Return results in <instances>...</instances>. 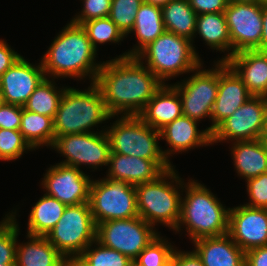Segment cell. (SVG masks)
Returning a JSON list of instances; mask_svg holds the SVG:
<instances>
[{
  "instance_id": "obj_39",
  "label": "cell",
  "mask_w": 267,
  "mask_h": 266,
  "mask_svg": "<svg viewBox=\"0 0 267 266\" xmlns=\"http://www.w3.org/2000/svg\"><path fill=\"white\" fill-rule=\"evenodd\" d=\"M246 182L250 202L245 205L267 209V172Z\"/></svg>"
},
{
  "instance_id": "obj_9",
  "label": "cell",
  "mask_w": 267,
  "mask_h": 266,
  "mask_svg": "<svg viewBox=\"0 0 267 266\" xmlns=\"http://www.w3.org/2000/svg\"><path fill=\"white\" fill-rule=\"evenodd\" d=\"M89 205L96 225L139 216L135 186L126 182L107 178L92 180Z\"/></svg>"
},
{
  "instance_id": "obj_49",
  "label": "cell",
  "mask_w": 267,
  "mask_h": 266,
  "mask_svg": "<svg viewBox=\"0 0 267 266\" xmlns=\"http://www.w3.org/2000/svg\"><path fill=\"white\" fill-rule=\"evenodd\" d=\"M260 140L262 141L265 150L267 151V132H263V134L261 135Z\"/></svg>"
},
{
  "instance_id": "obj_21",
  "label": "cell",
  "mask_w": 267,
  "mask_h": 266,
  "mask_svg": "<svg viewBox=\"0 0 267 266\" xmlns=\"http://www.w3.org/2000/svg\"><path fill=\"white\" fill-rule=\"evenodd\" d=\"M203 266H245V252L227 233L222 236L203 237L193 241Z\"/></svg>"
},
{
  "instance_id": "obj_41",
  "label": "cell",
  "mask_w": 267,
  "mask_h": 266,
  "mask_svg": "<svg viewBox=\"0 0 267 266\" xmlns=\"http://www.w3.org/2000/svg\"><path fill=\"white\" fill-rule=\"evenodd\" d=\"M190 6L197 15L205 13L224 12L227 8L228 0H188Z\"/></svg>"
},
{
  "instance_id": "obj_18",
  "label": "cell",
  "mask_w": 267,
  "mask_h": 266,
  "mask_svg": "<svg viewBox=\"0 0 267 266\" xmlns=\"http://www.w3.org/2000/svg\"><path fill=\"white\" fill-rule=\"evenodd\" d=\"M251 96L236 72L225 61H219V86L211 112L212 125L206 129L212 133Z\"/></svg>"
},
{
  "instance_id": "obj_3",
  "label": "cell",
  "mask_w": 267,
  "mask_h": 266,
  "mask_svg": "<svg viewBox=\"0 0 267 266\" xmlns=\"http://www.w3.org/2000/svg\"><path fill=\"white\" fill-rule=\"evenodd\" d=\"M180 219L175 231L185 225L192 243L203 237L222 236L228 233L230 208L223 206L206 186L191 180L182 187Z\"/></svg>"
},
{
  "instance_id": "obj_27",
  "label": "cell",
  "mask_w": 267,
  "mask_h": 266,
  "mask_svg": "<svg viewBox=\"0 0 267 266\" xmlns=\"http://www.w3.org/2000/svg\"><path fill=\"white\" fill-rule=\"evenodd\" d=\"M196 32L211 49L228 52L227 56L218 61H226L232 56L231 38L224 12L197 15Z\"/></svg>"
},
{
  "instance_id": "obj_19",
  "label": "cell",
  "mask_w": 267,
  "mask_h": 266,
  "mask_svg": "<svg viewBox=\"0 0 267 266\" xmlns=\"http://www.w3.org/2000/svg\"><path fill=\"white\" fill-rule=\"evenodd\" d=\"M241 78L252 96L267 97V52L246 50L225 61Z\"/></svg>"
},
{
  "instance_id": "obj_51",
  "label": "cell",
  "mask_w": 267,
  "mask_h": 266,
  "mask_svg": "<svg viewBox=\"0 0 267 266\" xmlns=\"http://www.w3.org/2000/svg\"><path fill=\"white\" fill-rule=\"evenodd\" d=\"M3 103H4V100H3V98H2V96L0 94V107L3 105Z\"/></svg>"
},
{
  "instance_id": "obj_53",
  "label": "cell",
  "mask_w": 267,
  "mask_h": 266,
  "mask_svg": "<svg viewBox=\"0 0 267 266\" xmlns=\"http://www.w3.org/2000/svg\"><path fill=\"white\" fill-rule=\"evenodd\" d=\"M58 266H65V257H64L63 261Z\"/></svg>"
},
{
  "instance_id": "obj_33",
  "label": "cell",
  "mask_w": 267,
  "mask_h": 266,
  "mask_svg": "<svg viewBox=\"0 0 267 266\" xmlns=\"http://www.w3.org/2000/svg\"><path fill=\"white\" fill-rule=\"evenodd\" d=\"M81 26L84 28L92 46L96 50L98 43H118L125 38L122 31L109 17L93 19L82 23Z\"/></svg>"
},
{
  "instance_id": "obj_37",
  "label": "cell",
  "mask_w": 267,
  "mask_h": 266,
  "mask_svg": "<svg viewBox=\"0 0 267 266\" xmlns=\"http://www.w3.org/2000/svg\"><path fill=\"white\" fill-rule=\"evenodd\" d=\"M34 150L24 139L20 130L0 129V160H16L26 150Z\"/></svg>"
},
{
  "instance_id": "obj_7",
  "label": "cell",
  "mask_w": 267,
  "mask_h": 266,
  "mask_svg": "<svg viewBox=\"0 0 267 266\" xmlns=\"http://www.w3.org/2000/svg\"><path fill=\"white\" fill-rule=\"evenodd\" d=\"M108 128L106 133L112 153L153 160L164 172L173 168L158 145L160 131L146 124L139 116L121 115Z\"/></svg>"
},
{
  "instance_id": "obj_26",
  "label": "cell",
  "mask_w": 267,
  "mask_h": 266,
  "mask_svg": "<svg viewBox=\"0 0 267 266\" xmlns=\"http://www.w3.org/2000/svg\"><path fill=\"white\" fill-rule=\"evenodd\" d=\"M28 242L17 243L15 266H58L64 256L45 236L27 234Z\"/></svg>"
},
{
  "instance_id": "obj_34",
  "label": "cell",
  "mask_w": 267,
  "mask_h": 266,
  "mask_svg": "<svg viewBox=\"0 0 267 266\" xmlns=\"http://www.w3.org/2000/svg\"><path fill=\"white\" fill-rule=\"evenodd\" d=\"M95 244V249L91 248ZM88 266H134L133 261L118 252L101 245L98 241L91 243L80 255Z\"/></svg>"
},
{
  "instance_id": "obj_6",
  "label": "cell",
  "mask_w": 267,
  "mask_h": 266,
  "mask_svg": "<svg viewBox=\"0 0 267 266\" xmlns=\"http://www.w3.org/2000/svg\"><path fill=\"white\" fill-rule=\"evenodd\" d=\"M136 57L145 60L146 67L163 84L179 74L194 72L203 64L192 41L169 31L157 37Z\"/></svg>"
},
{
  "instance_id": "obj_20",
  "label": "cell",
  "mask_w": 267,
  "mask_h": 266,
  "mask_svg": "<svg viewBox=\"0 0 267 266\" xmlns=\"http://www.w3.org/2000/svg\"><path fill=\"white\" fill-rule=\"evenodd\" d=\"M198 122L187 116H180L160 129L162 140H166L170 149L163 151L167 160L171 154L182 153L199 146L211 143V133L205 129L199 131Z\"/></svg>"
},
{
  "instance_id": "obj_23",
  "label": "cell",
  "mask_w": 267,
  "mask_h": 266,
  "mask_svg": "<svg viewBox=\"0 0 267 266\" xmlns=\"http://www.w3.org/2000/svg\"><path fill=\"white\" fill-rule=\"evenodd\" d=\"M182 115L178 91L172 85L163 84L138 116L152 128L160 130Z\"/></svg>"
},
{
  "instance_id": "obj_12",
  "label": "cell",
  "mask_w": 267,
  "mask_h": 266,
  "mask_svg": "<svg viewBox=\"0 0 267 266\" xmlns=\"http://www.w3.org/2000/svg\"><path fill=\"white\" fill-rule=\"evenodd\" d=\"M51 147L66 157L60 162L64 165L79 168L83 164L96 170L98 166L109 165L111 148L106 130L55 137Z\"/></svg>"
},
{
  "instance_id": "obj_31",
  "label": "cell",
  "mask_w": 267,
  "mask_h": 266,
  "mask_svg": "<svg viewBox=\"0 0 267 266\" xmlns=\"http://www.w3.org/2000/svg\"><path fill=\"white\" fill-rule=\"evenodd\" d=\"M55 82L45 77L30 95L23 106L26 110L51 117L54 119L56 111L65 91V88H57Z\"/></svg>"
},
{
  "instance_id": "obj_43",
  "label": "cell",
  "mask_w": 267,
  "mask_h": 266,
  "mask_svg": "<svg viewBox=\"0 0 267 266\" xmlns=\"http://www.w3.org/2000/svg\"><path fill=\"white\" fill-rule=\"evenodd\" d=\"M172 266H203L200 258L194 251H176L172 254Z\"/></svg>"
},
{
  "instance_id": "obj_13",
  "label": "cell",
  "mask_w": 267,
  "mask_h": 266,
  "mask_svg": "<svg viewBox=\"0 0 267 266\" xmlns=\"http://www.w3.org/2000/svg\"><path fill=\"white\" fill-rule=\"evenodd\" d=\"M266 107L267 97L251 96L214 129L211 143L260 139L265 127Z\"/></svg>"
},
{
  "instance_id": "obj_35",
  "label": "cell",
  "mask_w": 267,
  "mask_h": 266,
  "mask_svg": "<svg viewBox=\"0 0 267 266\" xmlns=\"http://www.w3.org/2000/svg\"><path fill=\"white\" fill-rule=\"evenodd\" d=\"M15 214L16 211H12L10 215H5V219L0 222V264H16L19 225L16 222Z\"/></svg>"
},
{
  "instance_id": "obj_42",
  "label": "cell",
  "mask_w": 267,
  "mask_h": 266,
  "mask_svg": "<svg viewBox=\"0 0 267 266\" xmlns=\"http://www.w3.org/2000/svg\"><path fill=\"white\" fill-rule=\"evenodd\" d=\"M20 57V54L12 50L4 40L0 39V77Z\"/></svg>"
},
{
  "instance_id": "obj_46",
  "label": "cell",
  "mask_w": 267,
  "mask_h": 266,
  "mask_svg": "<svg viewBox=\"0 0 267 266\" xmlns=\"http://www.w3.org/2000/svg\"><path fill=\"white\" fill-rule=\"evenodd\" d=\"M65 266H88L80 257H65Z\"/></svg>"
},
{
  "instance_id": "obj_15",
  "label": "cell",
  "mask_w": 267,
  "mask_h": 266,
  "mask_svg": "<svg viewBox=\"0 0 267 266\" xmlns=\"http://www.w3.org/2000/svg\"><path fill=\"white\" fill-rule=\"evenodd\" d=\"M91 182L80 168L58 163L46 170L42 186L47 195L69 206L89 202Z\"/></svg>"
},
{
  "instance_id": "obj_36",
  "label": "cell",
  "mask_w": 267,
  "mask_h": 266,
  "mask_svg": "<svg viewBox=\"0 0 267 266\" xmlns=\"http://www.w3.org/2000/svg\"><path fill=\"white\" fill-rule=\"evenodd\" d=\"M144 0H112L109 18L127 36L131 33L136 14Z\"/></svg>"
},
{
  "instance_id": "obj_17",
  "label": "cell",
  "mask_w": 267,
  "mask_h": 266,
  "mask_svg": "<svg viewBox=\"0 0 267 266\" xmlns=\"http://www.w3.org/2000/svg\"><path fill=\"white\" fill-rule=\"evenodd\" d=\"M45 77L41 62L32 65L21 56L0 77V94L4 103L23 107Z\"/></svg>"
},
{
  "instance_id": "obj_1",
  "label": "cell",
  "mask_w": 267,
  "mask_h": 266,
  "mask_svg": "<svg viewBox=\"0 0 267 266\" xmlns=\"http://www.w3.org/2000/svg\"><path fill=\"white\" fill-rule=\"evenodd\" d=\"M137 57L103 62L94 83L112 116H138L163 83ZM124 112V113H123Z\"/></svg>"
},
{
  "instance_id": "obj_5",
  "label": "cell",
  "mask_w": 267,
  "mask_h": 266,
  "mask_svg": "<svg viewBox=\"0 0 267 266\" xmlns=\"http://www.w3.org/2000/svg\"><path fill=\"white\" fill-rule=\"evenodd\" d=\"M174 168L165 171L152 182L136 185L135 189L139 216L153 227L158 222L175 231L180 219L182 198L178 187L183 190L184 182ZM168 178L171 182L167 181Z\"/></svg>"
},
{
  "instance_id": "obj_47",
  "label": "cell",
  "mask_w": 267,
  "mask_h": 266,
  "mask_svg": "<svg viewBox=\"0 0 267 266\" xmlns=\"http://www.w3.org/2000/svg\"><path fill=\"white\" fill-rule=\"evenodd\" d=\"M171 0H144L145 3L157 5V6H164L167 5Z\"/></svg>"
},
{
  "instance_id": "obj_11",
  "label": "cell",
  "mask_w": 267,
  "mask_h": 266,
  "mask_svg": "<svg viewBox=\"0 0 267 266\" xmlns=\"http://www.w3.org/2000/svg\"><path fill=\"white\" fill-rule=\"evenodd\" d=\"M214 67L201 70L200 64L191 77L172 85L179 93L183 115L197 122L205 117L211 119L219 86V61Z\"/></svg>"
},
{
  "instance_id": "obj_44",
  "label": "cell",
  "mask_w": 267,
  "mask_h": 266,
  "mask_svg": "<svg viewBox=\"0 0 267 266\" xmlns=\"http://www.w3.org/2000/svg\"><path fill=\"white\" fill-rule=\"evenodd\" d=\"M245 266H267V245L245 252Z\"/></svg>"
},
{
  "instance_id": "obj_52",
  "label": "cell",
  "mask_w": 267,
  "mask_h": 266,
  "mask_svg": "<svg viewBox=\"0 0 267 266\" xmlns=\"http://www.w3.org/2000/svg\"><path fill=\"white\" fill-rule=\"evenodd\" d=\"M16 264H0V266H15Z\"/></svg>"
},
{
  "instance_id": "obj_28",
  "label": "cell",
  "mask_w": 267,
  "mask_h": 266,
  "mask_svg": "<svg viewBox=\"0 0 267 266\" xmlns=\"http://www.w3.org/2000/svg\"><path fill=\"white\" fill-rule=\"evenodd\" d=\"M162 8V18L166 31L194 41L197 14L188 0H171ZM196 34V35H195Z\"/></svg>"
},
{
  "instance_id": "obj_45",
  "label": "cell",
  "mask_w": 267,
  "mask_h": 266,
  "mask_svg": "<svg viewBox=\"0 0 267 266\" xmlns=\"http://www.w3.org/2000/svg\"><path fill=\"white\" fill-rule=\"evenodd\" d=\"M259 51L267 52V3L263 1L262 37Z\"/></svg>"
},
{
  "instance_id": "obj_29",
  "label": "cell",
  "mask_w": 267,
  "mask_h": 266,
  "mask_svg": "<svg viewBox=\"0 0 267 266\" xmlns=\"http://www.w3.org/2000/svg\"><path fill=\"white\" fill-rule=\"evenodd\" d=\"M66 204L44 194L33 205L28 219V235L46 236L62 217Z\"/></svg>"
},
{
  "instance_id": "obj_25",
  "label": "cell",
  "mask_w": 267,
  "mask_h": 266,
  "mask_svg": "<svg viewBox=\"0 0 267 266\" xmlns=\"http://www.w3.org/2000/svg\"><path fill=\"white\" fill-rule=\"evenodd\" d=\"M231 152L236 172L246 181L267 172V151L260 139L235 141Z\"/></svg>"
},
{
  "instance_id": "obj_14",
  "label": "cell",
  "mask_w": 267,
  "mask_h": 266,
  "mask_svg": "<svg viewBox=\"0 0 267 266\" xmlns=\"http://www.w3.org/2000/svg\"><path fill=\"white\" fill-rule=\"evenodd\" d=\"M224 15L231 38L232 55L246 50L259 51L262 37L263 1L229 2Z\"/></svg>"
},
{
  "instance_id": "obj_38",
  "label": "cell",
  "mask_w": 267,
  "mask_h": 266,
  "mask_svg": "<svg viewBox=\"0 0 267 266\" xmlns=\"http://www.w3.org/2000/svg\"><path fill=\"white\" fill-rule=\"evenodd\" d=\"M112 0H83L81 14L72 18V22L81 25L84 22L109 17Z\"/></svg>"
},
{
  "instance_id": "obj_10",
  "label": "cell",
  "mask_w": 267,
  "mask_h": 266,
  "mask_svg": "<svg viewBox=\"0 0 267 266\" xmlns=\"http://www.w3.org/2000/svg\"><path fill=\"white\" fill-rule=\"evenodd\" d=\"M140 216L109 220L96 225V241L134 261L159 234Z\"/></svg>"
},
{
  "instance_id": "obj_4",
  "label": "cell",
  "mask_w": 267,
  "mask_h": 266,
  "mask_svg": "<svg viewBox=\"0 0 267 266\" xmlns=\"http://www.w3.org/2000/svg\"><path fill=\"white\" fill-rule=\"evenodd\" d=\"M112 117L94 82L84 91L65 87L53 119L55 137L95 132L91 127Z\"/></svg>"
},
{
  "instance_id": "obj_24",
  "label": "cell",
  "mask_w": 267,
  "mask_h": 266,
  "mask_svg": "<svg viewBox=\"0 0 267 266\" xmlns=\"http://www.w3.org/2000/svg\"><path fill=\"white\" fill-rule=\"evenodd\" d=\"M165 31L162 8L143 2L136 14L135 23L131 30L138 39V46L135 45L134 49L119 55V58L136 57L146 46Z\"/></svg>"
},
{
  "instance_id": "obj_8",
  "label": "cell",
  "mask_w": 267,
  "mask_h": 266,
  "mask_svg": "<svg viewBox=\"0 0 267 266\" xmlns=\"http://www.w3.org/2000/svg\"><path fill=\"white\" fill-rule=\"evenodd\" d=\"M45 237L64 257L80 256L96 241V224L89 202L66 206L62 217Z\"/></svg>"
},
{
  "instance_id": "obj_22",
  "label": "cell",
  "mask_w": 267,
  "mask_h": 266,
  "mask_svg": "<svg viewBox=\"0 0 267 266\" xmlns=\"http://www.w3.org/2000/svg\"><path fill=\"white\" fill-rule=\"evenodd\" d=\"M107 179L131 185L152 182L164 171L153 161L110 152Z\"/></svg>"
},
{
  "instance_id": "obj_30",
  "label": "cell",
  "mask_w": 267,
  "mask_h": 266,
  "mask_svg": "<svg viewBox=\"0 0 267 266\" xmlns=\"http://www.w3.org/2000/svg\"><path fill=\"white\" fill-rule=\"evenodd\" d=\"M19 130L34 150L44 145L52 146L55 139L53 118L28 111L24 107Z\"/></svg>"
},
{
  "instance_id": "obj_40",
  "label": "cell",
  "mask_w": 267,
  "mask_h": 266,
  "mask_svg": "<svg viewBox=\"0 0 267 266\" xmlns=\"http://www.w3.org/2000/svg\"><path fill=\"white\" fill-rule=\"evenodd\" d=\"M21 117L22 106L3 103L0 107V129L19 130Z\"/></svg>"
},
{
  "instance_id": "obj_32",
  "label": "cell",
  "mask_w": 267,
  "mask_h": 266,
  "mask_svg": "<svg viewBox=\"0 0 267 266\" xmlns=\"http://www.w3.org/2000/svg\"><path fill=\"white\" fill-rule=\"evenodd\" d=\"M160 234L133 261L134 266H172L174 246Z\"/></svg>"
},
{
  "instance_id": "obj_50",
  "label": "cell",
  "mask_w": 267,
  "mask_h": 266,
  "mask_svg": "<svg viewBox=\"0 0 267 266\" xmlns=\"http://www.w3.org/2000/svg\"><path fill=\"white\" fill-rule=\"evenodd\" d=\"M264 132H267V107L265 111V127H264Z\"/></svg>"
},
{
  "instance_id": "obj_16",
  "label": "cell",
  "mask_w": 267,
  "mask_h": 266,
  "mask_svg": "<svg viewBox=\"0 0 267 266\" xmlns=\"http://www.w3.org/2000/svg\"><path fill=\"white\" fill-rule=\"evenodd\" d=\"M228 234L244 251L267 245V209L240 205L230 208Z\"/></svg>"
},
{
  "instance_id": "obj_48",
  "label": "cell",
  "mask_w": 267,
  "mask_h": 266,
  "mask_svg": "<svg viewBox=\"0 0 267 266\" xmlns=\"http://www.w3.org/2000/svg\"><path fill=\"white\" fill-rule=\"evenodd\" d=\"M229 2H236V3H256L262 2V0H228Z\"/></svg>"
},
{
  "instance_id": "obj_2",
  "label": "cell",
  "mask_w": 267,
  "mask_h": 266,
  "mask_svg": "<svg viewBox=\"0 0 267 266\" xmlns=\"http://www.w3.org/2000/svg\"><path fill=\"white\" fill-rule=\"evenodd\" d=\"M60 32L41 58L45 76L80 79L88 76L91 83L94 82L102 63H96L97 50L84 28L70 21Z\"/></svg>"
}]
</instances>
